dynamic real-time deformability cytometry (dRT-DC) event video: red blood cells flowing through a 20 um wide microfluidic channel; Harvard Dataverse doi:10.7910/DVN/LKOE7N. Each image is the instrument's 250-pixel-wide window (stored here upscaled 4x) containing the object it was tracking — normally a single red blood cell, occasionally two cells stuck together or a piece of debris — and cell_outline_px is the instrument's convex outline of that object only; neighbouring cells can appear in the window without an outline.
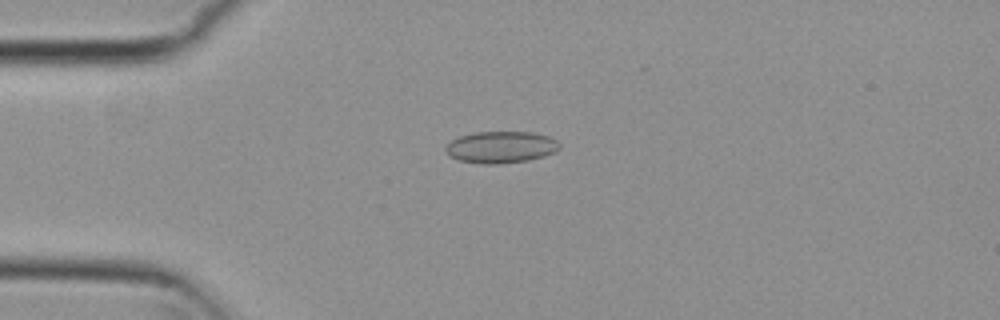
{"species": "common noctule bat (a hibernating species)", "species_latin": "Nyctalus noctula", "temperature_condition": "cold", "stored_images_in_passage": 3, "camera_frame_rate_fps": 3000, "um_per_image_px": 0.085, "animal": {"sex": "female", "body_mass_g": 29.2, "forearm_length_mm": 56.3}, "frame": {"image": 1, "passage_image": 2, "time_ms": 0.333, "image_size_px": [1000, 320], "cell_outline_px": [[560, 148], [556, 152], [544, 156], [528, 160], [500, 164], [480, 164], [460, 160], [448, 156], [444, 148], [452, 140], [460, 136], [476, 132], [532, 132], [548, 136], [556, 140], [560, 144]], "centroid_in_image_um": [42.58, 12.51], "position_along_channel_um": 42.4, "area_um2": 21.15}}